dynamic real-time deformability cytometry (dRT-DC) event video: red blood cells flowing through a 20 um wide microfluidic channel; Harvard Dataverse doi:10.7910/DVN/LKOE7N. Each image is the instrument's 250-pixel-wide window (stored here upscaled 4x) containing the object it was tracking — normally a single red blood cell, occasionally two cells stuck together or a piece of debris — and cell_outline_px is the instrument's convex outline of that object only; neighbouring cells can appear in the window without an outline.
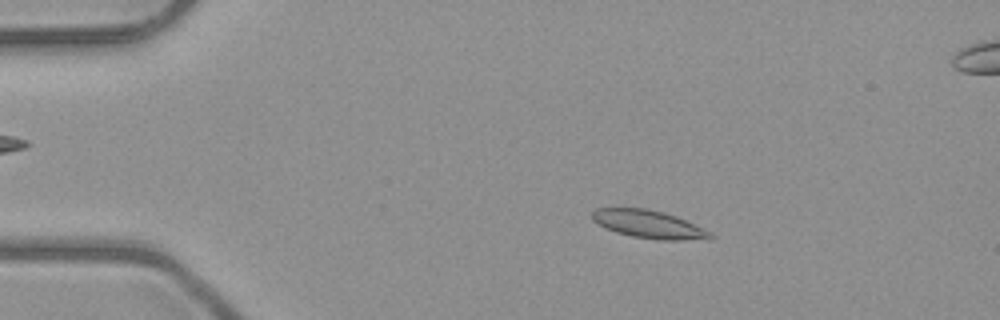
{"species": "common noctule bat (a hibernating species)", "species_latin": "Nyctalus noctula", "temperature_condition": "room temperature", "stored_images_in_passage": 48, "segment_of_instrument_passage": [1, 2], "camera_frame_rate_fps": 3000, "um_per_image_px": 0.085, "animal": {"sex": "male", "body_mass_g": 23.1, "forearm_length_mm": 52.7}, "frame": {"image": 1, "passage_image": 5, "time_ms": 1.333, "image_size_px": [1000, 320], "cell_outline_px": [[716, 236], [712, 240], [660, 240], [632, 236], [616, 232], [604, 228], [592, 220], [592, 212], [596, 208], [648, 208], [664, 212], [676, 216], [712, 232]], "centroid_in_image_um": [55.2, 19.07], "position_along_channel_um": 29.8, "area_um2": 19.54}}
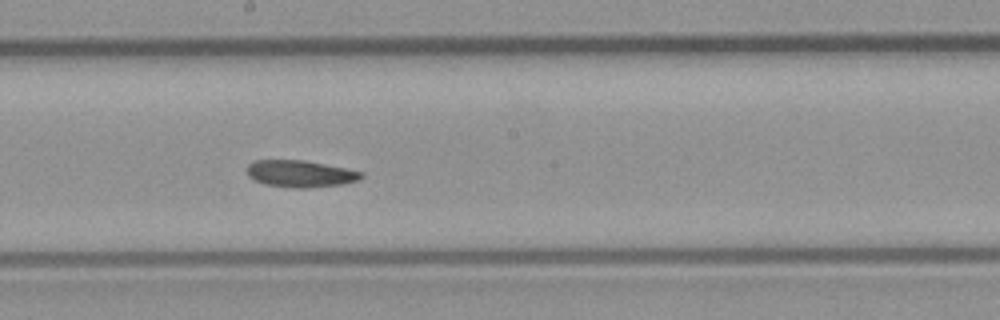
{"frame": {"image": 2, "passage_image": 24, "time_ms": 7.667, "image_size_px": [1000, 320], "cell_outline_px": [[364, 176], [360, 180], [340, 184], [308, 188], [288, 188], [264, 184], [248, 176], [248, 164], [252, 160], [304, 160], [364, 172]], "centroid_in_image_um": [25.52, 14.77], "position_along_channel_um": 222.7, "area_um2": 17.92}}
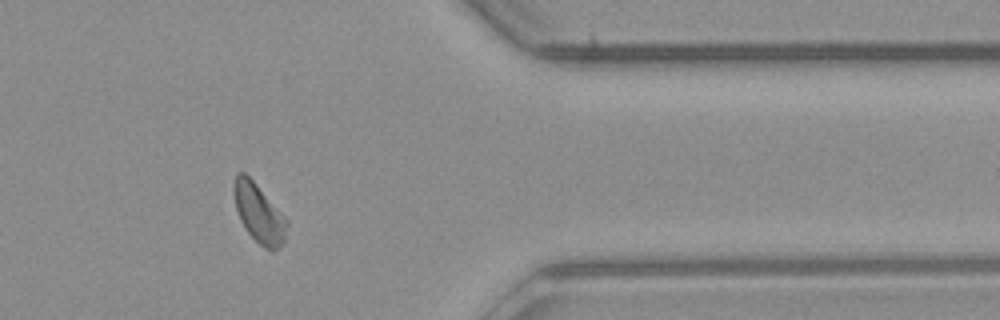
{"frame": {"image": 3, "passage_image": 38, "time_ms": 12.333, "image_size_px": [1000, 320], "cell_outline_px": [[288, 224], [284, 240], [280, 248], [272, 252], [264, 248], [244, 228], [240, 220], [236, 208], [232, 192], [232, 184], [236, 172], [244, 172], [256, 184], [288, 220]], "centroid_in_image_um": [21.99, 18.13], "position_along_channel_um": 389.4, "area_um2": 18.26}}